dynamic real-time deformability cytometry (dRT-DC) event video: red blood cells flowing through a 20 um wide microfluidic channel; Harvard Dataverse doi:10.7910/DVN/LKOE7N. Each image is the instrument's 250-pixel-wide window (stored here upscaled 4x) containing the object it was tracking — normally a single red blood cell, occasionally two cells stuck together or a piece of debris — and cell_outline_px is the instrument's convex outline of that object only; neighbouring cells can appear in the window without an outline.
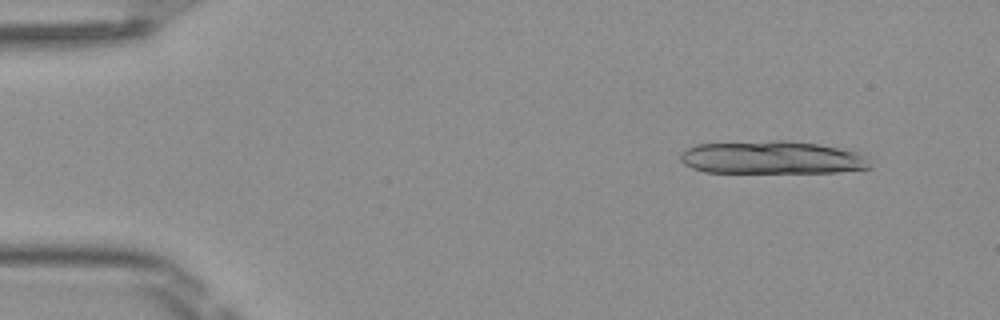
{"species": "Egyptian fruit bat (a non-hibernating species)", "species_latin": "Rousettus aegyptiacus", "temperature_condition": "room temperature", "stored_images_in_passage": 14, "camera_frame_rate_fps": 3000, "um_per_image_px": 0.085, "frame": {"image": 1, "passage_image": 5, "time_ms": 1.333, "image_size_px": [1000, 320], "cell_outline_px": [[872, 168], [840, 172], [704, 172], [692, 168], [684, 164], [680, 160], [680, 152], [696, 144], [772, 140], [788, 140], [856, 148], [872, 164]], "centroid_in_image_um": [65.73, 13.37], "position_along_channel_um": 19.3, "area_um2": 37.28}}